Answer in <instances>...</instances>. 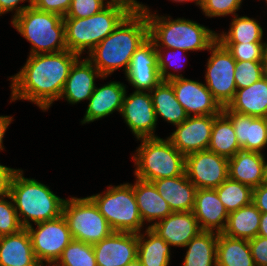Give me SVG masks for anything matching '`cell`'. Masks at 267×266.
Returning <instances> with one entry per match:
<instances>
[{
    "label": "cell",
    "instance_id": "cell-22",
    "mask_svg": "<svg viewBox=\"0 0 267 266\" xmlns=\"http://www.w3.org/2000/svg\"><path fill=\"white\" fill-rule=\"evenodd\" d=\"M193 213L202 231L222 233L226 228L229 213L215 189H197Z\"/></svg>",
    "mask_w": 267,
    "mask_h": 266
},
{
    "label": "cell",
    "instance_id": "cell-30",
    "mask_svg": "<svg viewBox=\"0 0 267 266\" xmlns=\"http://www.w3.org/2000/svg\"><path fill=\"white\" fill-rule=\"evenodd\" d=\"M144 232L137 234V258L141 264L143 266H169L171 246L150 228L146 227Z\"/></svg>",
    "mask_w": 267,
    "mask_h": 266
},
{
    "label": "cell",
    "instance_id": "cell-18",
    "mask_svg": "<svg viewBox=\"0 0 267 266\" xmlns=\"http://www.w3.org/2000/svg\"><path fill=\"white\" fill-rule=\"evenodd\" d=\"M150 229L170 246L183 248L202 231L193 211L172 212Z\"/></svg>",
    "mask_w": 267,
    "mask_h": 266
},
{
    "label": "cell",
    "instance_id": "cell-9",
    "mask_svg": "<svg viewBox=\"0 0 267 266\" xmlns=\"http://www.w3.org/2000/svg\"><path fill=\"white\" fill-rule=\"evenodd\" d=\"M62 215L72 238L78 241L94 245L114 232L89 196L66 199Z\"/></svg>",
    "mask_w": 267,
    "mask_h": 266
},
{
    "label": "cell",
    "instance_id": "cell-31",
    "mask_svg": "<svg viewBox=\"0 0 267 266\" xmlns=\"http://www.w3.org/2000/svg\"><path fill=\"white\" fill-rule=\"evenodd\" d=\"M217 266H256L249 241L218 234Z\"/></svg>",
    "mask_w": 267,
    "mask_h": 266
},
{
    "label": "cell",
    "instance_id": "cell-2",
    "mask_svg": "<svg viewBox=\"0 0 267 266\" xmlns=\"http://www.w3.org/2000/svg\"><path fill=\"white\" fill-rule=\"evenodd\" d=\"M149 38V23L142 8H134L86 57L103 77L123 67L126 73L131 58Z\"/></svg>",
    "mask_w": 267,
    "mask_h": 266
},
{
    "label": "cell",
    "instance_id": "cell-33",
    "mask_svg": "<svg viewBox=\"0 0 267 266\" xmlns=\"http://www.w3.org/2000/svg\"><path fill=\"white\" fill-rule=\"evenodd\" d=\"M208 150L227 159L242 150L238 144L233 124L223 112L214 119Z\"/></svg>",
    "mask_w": 267,
    "mask_h": 266
},
{
    "label": "cell",
    "instance_id": "cell-45",
    "mask_svg": "<svg viewBox=\"0 0 267 266\" xmlns=\"http://www.w3.org/2000/svg\"><path fill=\"white\" fill-rule=\"evenodd\" d=\"M25 2H29L28 5H20L18 6L19 2L20 3H24ZM34 0H0V16H2V14L4 15L5 13L8 12H14V15L12 17V19L14 17H16L17 15H19L20 13H22L25 9L29 8L32 6Z\"/></svg>",
    "mask_w": 267,
    "mask_h": 266
},
{
    "label": "cell",
    "instance_id": "cell-3",
    "mask_svg": "<svg viewBox=\"0 0 267 266\" xmlns=\"http://www.w3.org/2000/svg\"><path fill=\"white\" fill-rule=\"evenodd\" d=\"M23 174L22 169L15 172L9 192L23 228L33 222L37 224L60 217L66 199L54 194L49 186L36 179L25 178Z\"/></svg>",
    "mask_w": 267,
    "mask_h": 266
},
{
    "label": "cell",
    "instance_id": "cell-15",
    "mask_svg": "<svg viewBox=\"0 0 267 266\" xmlns=\"http://www.w3.org/2000/svg\"><path fill=\"white\" fill-rule=\"evenodd\" d=\"M216 116L217 115L188 116L185 121L175 126L176 130L167 138L184 156L207 150Z\"/></svg>",
    "mask_w": 267,
    "mask_h": 266
},
{
    "label": "cell",
    "instance_id": "cell-44",
    "mask_svg": "<svg viewBox=\"0 0 267 266\" xmlns=\"http://www.w3.org/2000/svg\"><path fill=\"white\" fill-rule=\"evenodd\" d=\"M248 241L255 265L267 266V238L257 235Z\"/></svg>",
    "mask_w": 267,
    "mask_h": 266
},
{
    "label": "cell",
    "instance_id": "cell-54",
    "mask_svg": "<svg viewBox=\"0 0 267 266\" xmlns=\"http://www.w3.org/2000/svg\"><path fill=\"white\" fill-rule=\"evenodd\" d=\"M194 1V3L199 6V8H201L203 6V4L207 1V0H192Z\"/></svg>",
    "mask_w": 267,
    "mask_h": 266
},
{
    "label": "cell",
    "instance_id": "cell-21",
    "mask_svg": "<svg viewBox=\"0 0 267 266\" xmlns=\"http://www.w3.org/2000/svg\"><path fill=\"white\" fill-rule=\"evenodd\" d=\"M126 91V85L120 81H112L99 88L95 87L88 100L89 103L81 121L82 125L107 117L115 111L121 113Z\"/></svg>",
    "mask_w": 267,
    "mask_h": 266
},
{
    "label": "cell",
    "instance_id": "cell-51",
    "mask_svg": "<svg viewBox=\"0 0 267 266\" xmlns=\"http://www.w3.org/2000/svg\"><path fill=\"white\" fill-rule=\"evenodd\" d=\"M263 184H267V161L265 157L263 161Z\"/></svg>",
    "mask_w": 267,
    "mask_h": 266
},
{
    "label": "cell",
    "instance_id": "cell-43",
    "mask_svg": "<svg viewBox=\"0 0 267 266\" xmlns=\"http://www.w3.org/2000/svg\"><path fill=\"white\" fill-rule=\"evenodd\" d=\"M71 5V0H34L32 6L45 12H51L65 17Z\"/></svg>",
    "mask_w": 267,
    "mask_h": 266
},
{
    "label": "cell",
    "instance_id": "cell-49",
    "mask_svg": "<svg viewBox=\"0 0 267 266\" xmlns=\"http://www.w3.org/2000/svg\"><path fill=\"white\" fill-rule=\"evenodd\" d=\"M258 235L267 238V213H261Z\"/></svg>",
    "mask_w": 267,
    "mask_h": 266
},
{
    "label": "cell",
    "instance_id": "cell-36",
    "mask_svg": "<svg viewBox=\"0 0 267 266\" xmlns=\"http://www.w3.org/2000/svg\"><path fill=\"white\" fill-rule=\"evenodd\" d=\"M53 266H97L93 245L73 239Z\"/></svg>",
    "mask_w": 267,
    "mask_h": 266
},
{
    "label": "cell",
    "instance_id": "cell-46",
    "mask_svg": "<svg viewBox=\"0 0 267 266\" xmlns=\"http://www.w3.org/2000/svg\"><path fill=\"white\" fill-rule=\"evenodd\" d=\"M17 170L0 164V198L9 195L11 181Z\"/></svg>",
    "mask_w": 267,
    "mask_h": 266
},
{
    "label": "cell",
    "instance_id": "cell-6",
    "mask_svg": "<svg viewBox=\"0 0 267 266\" xmlns=\"http://www.w3.org/2000/svg\"><path fill=\"white\" fill-rule=\"evenodd\" d=\"M13 27L31 43L30 55L67 50L65 26L61 15L33 6L11 20Z\"/></svg>",
    "mask_w": 267,
    "mask_h": 266
},
{
    "label": "cell",
    "instance_id": "cell-13",
    "mask_svg": "<svg viewBox=\"0 0 267 266\" xmlns=\"http://www.w3.org/2000/svg\"><path fill=\"white\" fill-rule=\"evenodd\" d=\"M136 139L155 138L157 118L150 92L134 91L124 96L120 113Z\"/></svg>",
    "mask_w": 267,
    "mask_h": 266
},
{
    "label": "cell",
    "instance_id": "cell-16",
    "mask_svg": "<svg viewBox=\"0 0 267 266\" xmlns=\"http://www.w3.org/2000/svg\"><path fill=\"white\" fill-rule=\"evenodd\" d=\"M125 78L135 91L150 92L161 81L155 43L148 38L133 54Z\"/></svg>",
    "mask_w": 267,
    "mask_h": 266
},
{
    "label": "cell",
    "instance_id": "cell-28",
    "mask_svg": "<svg viewBox=\"0 0 267 266\" xmlns=\"http://www.w3.org/2000/svg\"><path fill=\"white\" fill-rule=\"evenodd\" d=\"M156 118L161 117L173 126L181 124L188 118L182 105L177 101L172 85L161 81L150 91Z\"/></svg>",
    "mask_w": 267,
    "mask_h": 266
},
{
    "label": "cell",
    "instance_id": "cell-52",
    "mask_svg": "<svg viewBox=\"0 0 267 266\" xmlns=\"http://www.w3.org/2000/svg\"><path fill=\"white\" fill-rule=\"evenodd\" d=\"M123 1H126L128 3H130L132 6H134L135 8H142L144 6V4L142 3H139L138 1L136 0H123Z\"/></svg>",
    "mask_w": 267,
    "mask_h": 266
},
{
    "label": "cell",
    "instance_id": "cell-27",
    "mask_svg": "<svg viewBox=\"0 0 267 266\" xmlns=\"http://www.w3.org/2000/svg\"><path fill=\"white\" fill-rule=\"evenodd\" d=\"M264 154L251 151H238L228 159V177L252 189L263 184Z\"/></svg>",
    "mask_w": 267,
    "mask_h": 266
},
{
    "label": "cell",
    "instance_id": "cell-48",
    "mask_svg": "<svg viewBox=\"0 0 267 266\" xmlns=\"http://www.w3.org/2000/svg\"><path fill=\"white\" fill-rule=\"evenodd\" d=\"M13 121L12 116H0V151L4 150L3 144V138L5 135V132L7 131L8 126L11 124Z\"/></svg>",
    "mask_w": 267,
    "mask_h": 266
},
{
    "label": "cell",
    "instance_id": "cell-5",
    "mask_svg": "<svg viewBox=\"0 0 267 266\" xmlns=\"http://www.w3.org/2000/svg\"><path fill=\"white\" fill-rule=\"evenodd\" d=\"M142 9L149 23V38L155 43L156 48H178L186 52H197L208 50L217 40V32L196 21L152 14L150 7L146 5Z\"/></svg>",
    "mask_w": 267,
    "mask_h": 266
},
{
    "label": "cell",
    "instance_id": "cell-1",
    "mask_svg": "<svg viewBox=\"0 0 267 266\" xmlns=\"http://www.w3.org/2000/svg\"><path fill=\"white\" fill-rule=\"evenodd\" d=\"M80 56L69 50L29 55L20 71L11 76V99L28 100L43 111L59 100L69 71Z\"/></svg>",
    "mask_w": 267,
    "mask_h": 266
},
{
    "label": "cell",
    "instance_id": "cell-29",
    "mask_svg": "<svg viewBox=\"0 0 267 266\" xmlns=\"http://www.w3.org/2000/svg\"><path fill=\"white\" fill-rule=\"evenodd\" d=\"M217 232L201 231L186 246L183 266H217Z\"/></svg>",
    "mask_w": 267,
    "mask_h": 266
},
{
    "label": "cell",
    "instance_id": "cell-37",
    "mask_svg": "<svg viewBox=\"0 0 267 266\" xmlns=\"http://www.w3.org/2000/svg\"><path fill=\"white\" fill-rule=\"evenodd\" d=\"M262 77V61H236L234 78L237 89L249 87Z\"/></svg>",
    "mask_w": 267,
    "mask_h": 266
},
{
    "label": "cell",
    "instance_id": "cell-14",
    "mask_svg": "<svg viewBox=\"0 0 267 266\" xmlns=\"http://www.w3.org/2000/svg\"><path fill=\"white\" fill-rule=\"evenodd\" d=\"M168 82L188 116L218 115L222 112L223 107L213 97L205 83L184 77Z\"/></svg>",
    "mask_w": 267,
    "mask_h": 266
},
{
    "label": "cell",
    "instance_id": "cell-25",
    "mask_svg": "<svg viewBox=\"0 0 267 266\" xmlns=\"http://www.w3.org/2000/svg\"><path fill=\"white\" fill-rule=\"evenodd\" d=\"M135 179L133 190L137 206L144 225L153 222L148 226L150 228L154 223L170 215L172 210L152 182Z\"/></svg>",
    "mask_w": 267,
    "mask_h": 266
},
{
    "label": "cell",
    "instance_id": "cell-50",
    "mask_svg": "<svg viewBox=\"0 0 267 266\" xmlns=\"http://www.w3.org/2000/svg\"><path fill=\"white\" fill-rule=\"evenodd\" d=\"M262 69H263V77L267 78V45L264 50V55L262 58Z\"/></svg>",
    "mask_w": 267,
    "mask_h": 266
},
{
    "label": "cell",
    "instance_id": "cell-17",
    "mask_svg": "<svg viewBox=\"0 0 267 266\" xmlns=\"http://www.w3.org/2000/svg\"><path fill=\"white\" fill-rule=\"evenodd\" d=\"M97 266H127L138 255L136 233L113 232L93 245Z\"/></svg>",
    "mask_w": 267,
    "mask_h": 266
},
{
    "label": "cell",
    "instance_id": "cell-55",
    "mask_svg": "<svg viewBox=\"0 0 267 266\" xmlns=\"http://www.w3.org/2000/svg\"><path fill=\"white\" fill-rule=\"evenodd\" d=\"M171 1H175L176 3H185V2H191L192 0H171Z\"/></svg>",
    "mask_w": 267,
    "mask_h": 266
},
{
    "label": "cell",
    "instance_id": "cell-41",
    "mask_svg": "<svg viewBox=\"0 0 267 266\" xmlns=\"http://www.w3.org/2000/svg\"><path fill=\"white\" fill-rule=\"evenodd\" d=\"M156 50L158 53V69L162 81H170L172 79L184 77L182 74H175L173 72L171 73L169 69L171 68V65L172 66L177 65L174 64V61H176V55H178L179 53H182L183 55V53H186V51L178 48L176 49L165 48V50L163 48H156ZM176 52H178V54H176ZM171 69L172 70L174 69L177 72L179 68L177 69V67L176 68L172 67Z\"/></svg>",
    "mask_w": 267,
    "mask_h": 266
},
{
    "label": "cell",
    "instance_id": "cell-35",
    "mask_svg": "<svg viewBox=\"0 0 267 266\" xmlns=\"http://www.w3.org/2000/svg\"><path fill=\"white\" fill-rule=\"evenodd\" d=\"M215 190L228 213L252 203L253 189L229 177Z\"/></svg>",
    "mask_w": 267,
    "mask_h": 266
},
{
    "label": "cell",
    "instance_id": "cell-8",
    "mask_svg": "<svg viewBox=\"0 0 267 266\" xmlns=\"http://www.w3.org/2000/svg\"><path fill=\"white\" fill-rule=\"evenodd\" d=\"M114 232L140 233L144 227L133 184L109 185L107 190L89 196Z\"/></svg>",
    "mask_w": 267,
    "mask_h": 266
},
{
    "label": "cell",
    "instance_id": "cell-39",
    "mask_svg": "<svg viewBox=\"0 0 267 266\" xmlns=\"http://www.w3.org/2000/svg\"><path fill=\"white\" fill-rule=\"evenodd\" d=\"M236 61H262L267 43H221Z\"/></svg>",
    "mask_w": 267,
    "mask_h": 266
},
{
    "label": "cell",
    "instance_id": "cell-24",
    "mask_svg": "<svg viewBox=\"0 0 267 266\" xmlns=\"http://www.w3.org/2000/svg\"><path fill=\"white\" fill-rule=\"evenodd\" d=\"M0 266H41L26 228L0 237Z\"/></svg>",
    "mask_w": 267,
    "mask_h": 266
},
{
    "label": "cell",
    "instance_id": "cell-7",
    "mask_svg": "<svg viewBox=\"0 0 267 266\" xmlns=\"http://www.w3.org/2000/svg\"><path fill=\"white\" fill-rule=\"evenodd\" d=\"M132 159L135 164V178L152 182L185 173V156L166 139L142 138Z\"/></svg>",
    "mask_w": 267,
    "mask_h": 266
},
{
    "label": "cell",
    "instance_id": "cell-53",
    "mask_svg": "<svg viewBox=\"0 0 267 266\" xmlns=\"http://www.w3.org/2000/svg\"><path fill=\"white\" fill-rule=\"evenodd\" d=\"M127 266H143L138 258L131 261Z\"/></svg>",
    "mask_w": 267,
    "mask_h": 266
},
{
    "label": "cell",
    "instance_id": "cell-47",
    "mask_svg": "<svg viewBox=\"0 0 267 266\" xmlns=\"http://www.w3.org/2000/svg\"><path fill=\"white\" fill-rule=\"evenodd\" d=\"M252 203L261 213H267V184H261L253 189Z\"/></svg>",
    "mask_w": 267,
    "mask_h": 266
},
{
    "label": "cell",
    "instance_id": "cell-20",
    "mask_svg": "<svg viewBox=\"0 0 267 266\" xmlns=\"http://www.w3.org/2000/svg\"><path fill=\"white\" fill-rule=\"evenodd\" d=\"M222 112L231 120L242 150L263 153L262 150L267 147L266 118L236 113L226 107H223Z\"/></svg>",
    "mask_w": 267,
    "mask_h": 266
},
{
    "label": "cell",
    "instance_id": "cell-11",
    "mask_svg": "<svg viewBox=\"0 0 267 266\" xmlns=\"http://www.w3.org/2000/svg\"><path fill=\"white\" fill-rule=\"evenodd\" d=\"M205 85L222 107H226L237 90L234 78L236 60L218 40L207 50Z\"/></svg>",
    "mask_w": 267,
    "mask_h": 266
},
{
    "label": "cell",
    "instance_id": "cell-38",
    "mask_svg": "<svg viewBox=\"0 0 267 266\" xmlns=\"http://www.w3.org/2000/svg\"><path fill=\"white\" fill-rule=\"evenodd\" d=\"M8 198V200L6 199ZM23 229L10 195L0 198V237Z\"/></svg>",
    "mask_w": 267,
    "mask_h": 266
},
{
    "label": "cell",
    "instance_id": "cell-4",
    "mask_svg": "<svg viewBox=\"0 0 267 266\" xmlns=\"http://www.w3.org/2000/svg\"><path fill=\"white\" fill-rule=\"evenodd\" d=\"M123 0H112L101 12L87 18H63L67 50L88 54L134 9Z\"/></svg>",
    "mask_w": 267,
    "mask_h": 266
},
{
    "label": "cell",
    "instance_id": "cell-12",
    "mask_svg": "<svg viewBox=\"0 0 267 266\" xmlns=\"http://www.w3.org/2000/svg\"><path fill=\"white\" fill-rule=\"evenodd\" d=\"M185 173L197 189H215L228 178V159L202 150L185 156Z\"/></svg>",
    "mask_w": 267,
    "mask_h": 266
},
{
    "label": "cell",
    "instance_id": "cell-10",
    "mask_svg": "<svg viewBox=\"0 0 267 266\" xmlns=\"http://www.w3.org/2000/svg\"><path fill=\"white\" fill-rule=\"evenodd\" d=\"M27 227L37 261L45 266L54 265L63 250L73 240L67 221L60 217ZM44 262V263H43Z\"/></svg>",
    "mask_w": 267,
    "mask_h": 266
},
{
    "label": "cell",
    "instance_id": "cell-32",
    "mask_svg": "<svg viewBox=\"0 0 267 266\" xmlns=\"http://www.w3.org/2000/svg\"><path fill=\"white\" fill-rule=\"evenodd\" d=\"M260 220L261 212L251 203L229 213L222 233L232 238L250 240L258 235Z\"/></svg>",
    "mask_w": 267,
    "mask_h": 266
},
{
    "label": "cell",
    "instance_id": "cell-42",
    "mask_svg": "<svg viewBox=\"0 0 267 266\" xmlns=\"http://www.w3.org/2000/svg\"><path fill=\"white\" fill-rule=\"evenodd\" d=\"M243 0H207L200 8L205 16L223 17L236 15L240 9Z\"/></svg>",
    "mask_w": 267,
    "mask_h": 266
},
{
    "label": "cell",
    "instance_id": "cell-40",
    "mask_svg": "<svg viewBox=\"0 0 267 266\" xmlns=\"http://www.w3.org/2000/svg\"><path fill=\"white\" fill-rule=\"evenodd\" d=\"M71 0V5L63 18H87L101 12L112 0Z\"/></svg>",
    "mask_w": 267,
    "mask_h": 266
},
{
    "label": "cell",
    "instance_id": "cell-23",
    "mask_svg": "<svg viewBox=\"0 0 267 266\" xmlns=\"http://www.w3.org/2000/svg\"><path fill=\"white\" fill-rule=\"evenodd\" d=\"M152 183L172 212L193 211L197 187L188 179L186 173L171 178L157 179Z\"/></svg>",
    "mask_w": 267,
    "mask_h": 266
},
{
    "label": "cell",
    "instance_id": "cell-34",
    "mask_svg": "<svg viewBox=\"0 0 267 266\" xmlns=\"http://www.w3.org/2000/svg\"><path fill=\"white\" fill-rule=\"evenodd\" d=\"M259 21L248 16L234 15L229 31L217 33L220 43H266L263 40V29Z\"/></svg>",
    "mask_w": 267,
    "mask_h": 266
},
{
    "label": "cell",
    "instance_id": "cell-19",
    "mask_svg": "<svg viewBox=\"0 0 267 266\" xmlns=\"http://www.w3.org/2000/svg\"><path fill=\"white\" fill-rule=\"evenodd\" d=\"M80 59V60H79ZM105 79L99 70L87 59L78 58L71 66L62 94L59 99H66L69 104L89 100L96 84V78Z\"/></svg>",
    "mask_w": 267,
    "mask_h": 266
},
{
    "label": "cell",
    "instance_id": "cell-26",
    "mask_svg": "<svg viewBox=\"0 0 267 266\" xmlns=\"http://www.w3.org/2000/svg\"><path fill=\"white\" fill-rule=\"evenodd\" d=\"M226 108L252 117L267 118V78L262 77L249 87L237 89Z\"/></svg>",
    "mask_w": 267,
    "mask_h": 266
}]
</instances>
